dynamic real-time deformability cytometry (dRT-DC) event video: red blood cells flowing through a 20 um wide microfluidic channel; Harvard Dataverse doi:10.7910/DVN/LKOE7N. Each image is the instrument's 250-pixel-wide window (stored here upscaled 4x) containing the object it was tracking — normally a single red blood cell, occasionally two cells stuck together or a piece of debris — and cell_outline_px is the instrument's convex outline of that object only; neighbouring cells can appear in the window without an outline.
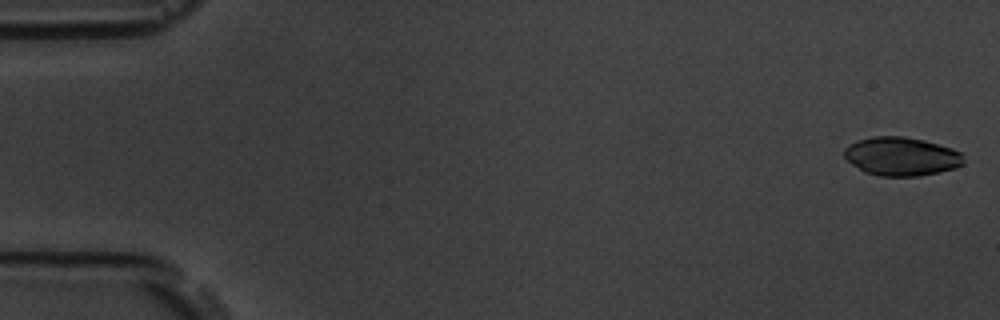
{"species": "common noctule bat (a hibernating species)", "species_latin": "Nyctalus noctula", "temperature_condition": "room temperature", "stored_images_in_passage": 56, "camera_frame_rate_fps": 3000, "um_per_image_px": 0.085, "animal": {"sex": "male", "body_mass_g": 19.5, "forearm_length_mm": 54.6}, "frame": {"image": 1, "passage_image": 2, "time_ms": 0.333, "image_size_px": [1000, 320], "cell_outline_px": [[964, 164], [956, 168], [940, 172], [920, 176], [880, 176], [864, 172], [852, 164], [844, 156], [844, 148], [848, 144], [856, 140], [872, 136], [904, 136], [924, 140], [952, 148], [960, 152], [964, 156]], "centroid_in_image_um": [76.62, 13.29], "position_along_channel_um": 8.4, "area_um2": 27.17}}
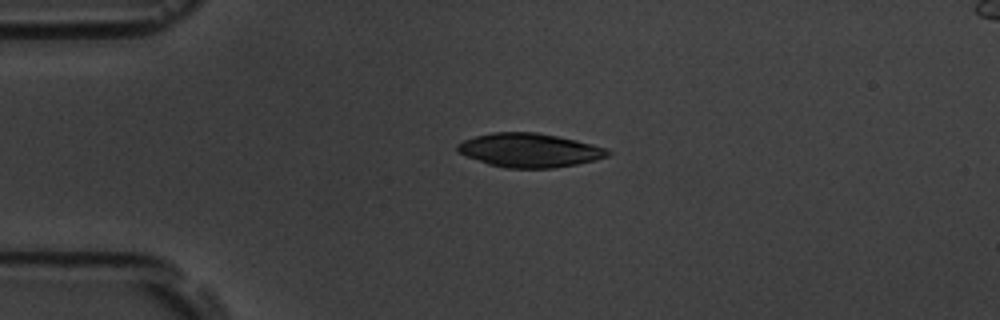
{"frame": {"image": 2, "passage_image": 14, "time_ms": 4.333, "image_size_px": [1000, 320], "cell_outline_px": [[612, 152], [608, 156], [596, 160], [576, 164], [552, 168], [504, 168], [488, 164], [456, 152], [456, 144], [464, 140], [476, 136], [492, 132], [536, 132], [576, 140], [608, 148]], "centroid_in_image_um": [45.0, 12.77], "position_along_channel_um": 40.0, "area_um2": 29.77}}
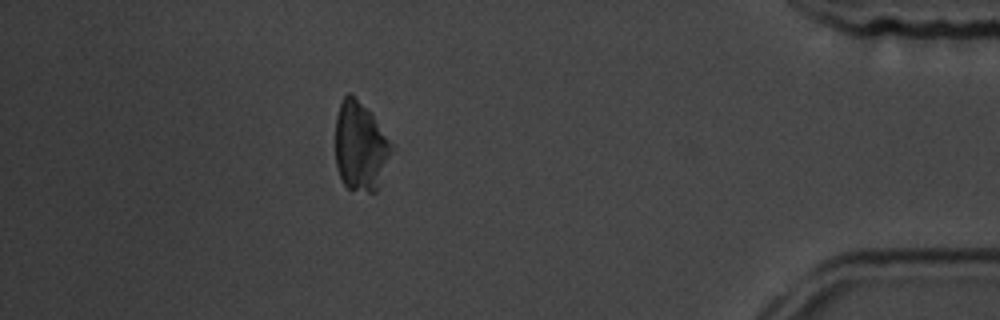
{"frame": {"image": 3, "passage_image": 50, "time_ms": 16.333, "image_size_px": [1000, 320], "cell_outline_px": [[396, 148], [380, 184], [376, 192], [368, 192], [348, 188], [344, 184], [336, 168], [336, 116], [340, 104], [344, 96], [348, 92], [372, 112], [396, 144]], "centroid_in_image_um": [30.71, 12.44], "position_along_channel_um": 404.5, "area_um2": 30.06}}